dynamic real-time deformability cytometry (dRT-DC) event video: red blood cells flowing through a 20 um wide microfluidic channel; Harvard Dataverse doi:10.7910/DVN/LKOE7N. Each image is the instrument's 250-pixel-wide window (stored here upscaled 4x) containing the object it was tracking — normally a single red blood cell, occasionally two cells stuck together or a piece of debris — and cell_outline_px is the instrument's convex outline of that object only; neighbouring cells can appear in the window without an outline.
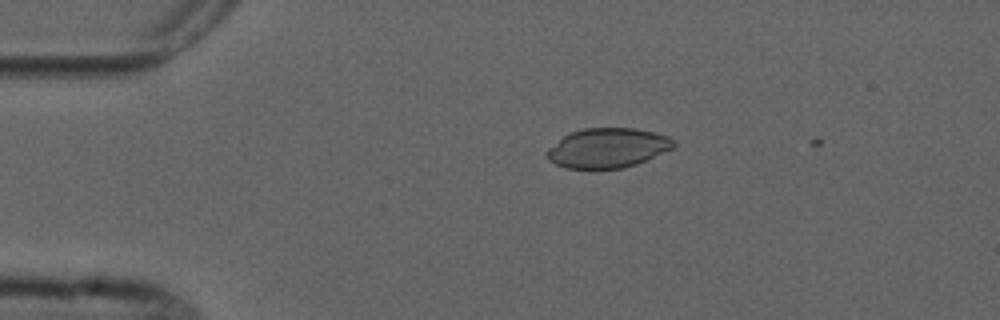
{"species": "common noctule bat (a hibernating species)", "species_latin": "Nyctalus noctula", "temperature_condition": "cold", "stored_images_in_passage": 2, "camera_frame_rate_fps": 3000, "um_per_image_px": 0.085, "animal": {"sex": "male", "forearm_length_mm": 52.5}, "frame": {"image": 1, "passage_image": 1, "time_ms": 0.0, "image_size_px": [1000, 320], "cell_outline_px": [[676, 144], [672, 148], [648, 160], [624, 168], [564, 168], [548, 160], [548, 148], [564, 136], [572, 132], [584, 128], [636, 128], [668, 136]], "centroid_in_image_um": [51.66, 12.58], "position_along_channel_um": 33.3, "area_um2": 29.02}}